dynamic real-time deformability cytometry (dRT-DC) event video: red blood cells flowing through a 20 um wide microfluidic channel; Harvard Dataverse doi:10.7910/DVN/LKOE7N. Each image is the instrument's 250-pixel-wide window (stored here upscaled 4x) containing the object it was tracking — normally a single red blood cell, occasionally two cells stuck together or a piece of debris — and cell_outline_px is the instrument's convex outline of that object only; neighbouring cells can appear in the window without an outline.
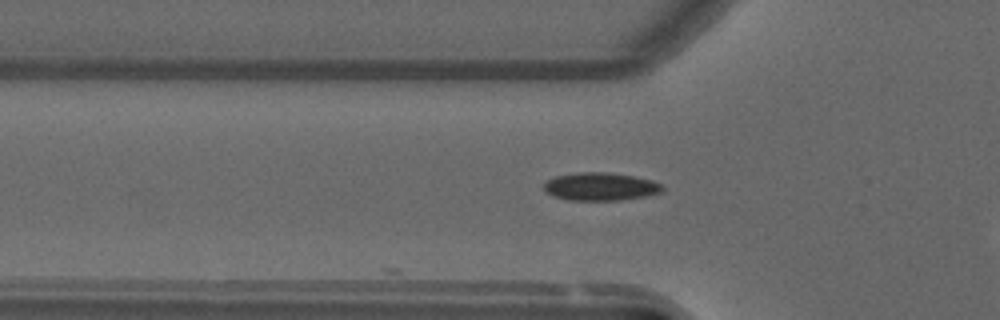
{"species": "common noctule bat (a hibernating species)", "species_latin": "Nyctalus noctula", "temperature_condition": "warm", "stored_images_in_passage": 11, "camera_frame_rate_fps": 3000, "um_per_image_px": 0.085, "animal": {"sex": "male", "forearm_length_mm": 52.5}, "frame": {"image": 1, "passage_image": 11, "time_ms": 3.333, "image_size_px": [1000, 320], "cell_outline_px": [[664, 188], [660, 192], [644, 196], [620, 200], [568, 200], [552, 196], [544, 188], [544, 184], [548, 180], [556, 176], [580, 172], [604, 172], [632, 176], [652, 180], [660, 184]], "centroid_in_image_um": [51.02, 15.86], "position_along_channel_um": 74.8, "area_um2": 19.02}}